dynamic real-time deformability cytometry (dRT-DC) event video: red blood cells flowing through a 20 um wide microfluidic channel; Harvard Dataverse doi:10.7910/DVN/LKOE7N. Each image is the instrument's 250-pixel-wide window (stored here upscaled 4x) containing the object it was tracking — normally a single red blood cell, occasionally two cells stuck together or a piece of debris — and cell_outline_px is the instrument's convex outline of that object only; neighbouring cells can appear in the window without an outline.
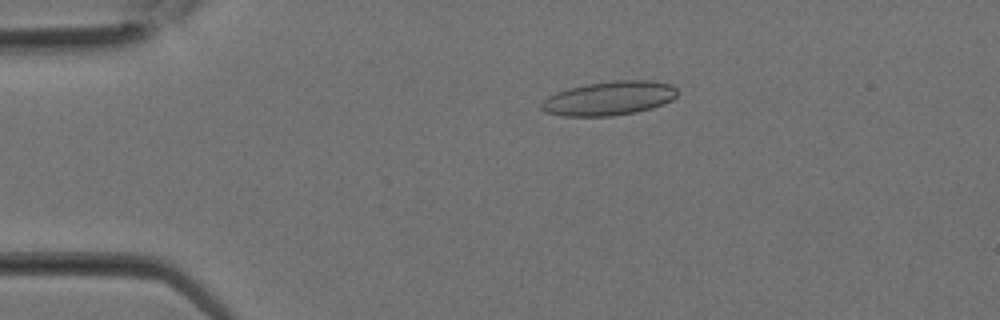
{"species": "Egyptian fruit bat (a non-hibernating species)", "species_latin": "Rousettus aegyptiacus", "temperature_condition": "room temperature", "stored_images_in_passage": 12, "camera_frame_rate_fps": 3000, "um_per_image_px": 0.085, "animal": {"sex": "female"}, "frame": {"image": 1, "passage_image": 6, "time_ms": 1.667, "image_size_px": [1000, 320], "cell_outline_px": [[676, 96], [672, 100], [652, 108], [636, 112], [612, 116], [564, 116], [544, 112], [540, 108], [540, 104], [548, 96], [556, 92], [568, 88], [588, 84], [612, 80], [652, 80], [672, 84], [676, 88]], "centroid_in_image_um": [51.77, 8.35], "position_along_channel_um": 33.2, "area_um2": 27.11}}
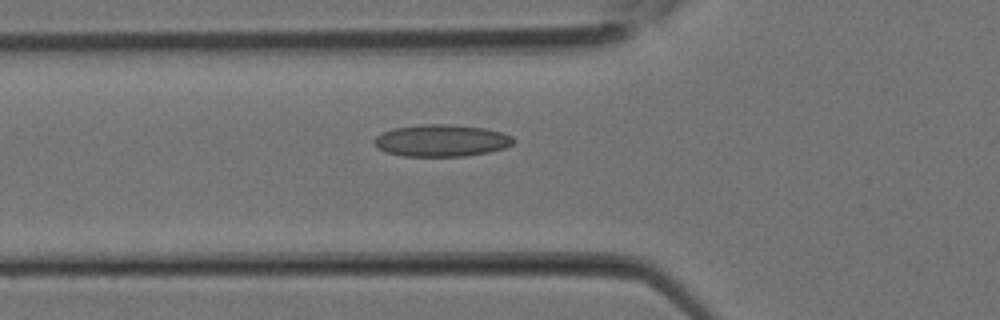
{"frame": {"image": 2, "passage_image": 10, "time_ms": 3.0, "image_size_px": [1000, 320], "cell_outline_px": [[516, 140], [512, 144], [504, 148], [488, 152], [464, 156], [400, 156], [384, 152], [376, 148], [372, 140], [376, 136], [392, 128], [424, 124], [448, 124], [484, 128], [500, 132], [512, 136]], "centroid_in_image_um": [37.47, 11.95], "position_along_channel_um": 88.3, "area_um2": 26.07}}
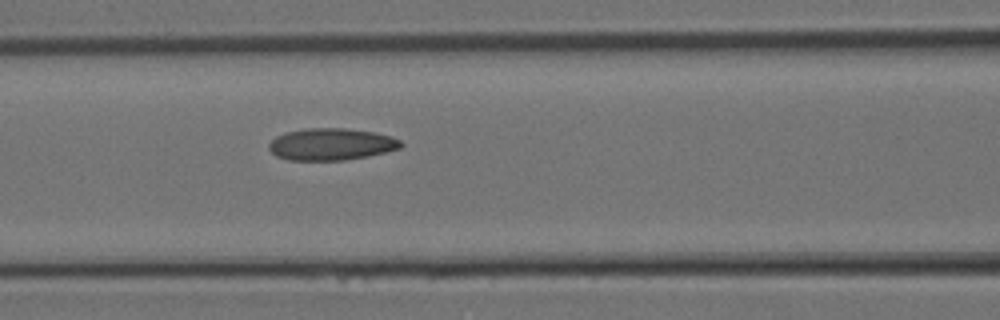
{"frame": {"image": 3, "passage_image": 12, "time_ms": 3.667, "image_size_px": [1000, 320], "cell_outline_px": [[404, 144], [400, 148], [368, 156], [344, 160], [288, 160], [276, 156], [268, 148], [268, 144], [276, 136], [284, 132], [308, 128], [344, 128], [372, 132], [388, 136], [400, 140]], "centroid_in_image_um": [28.11, 12.26], "position_along_channel_um": 138.5, "area_um2": 24.45}}